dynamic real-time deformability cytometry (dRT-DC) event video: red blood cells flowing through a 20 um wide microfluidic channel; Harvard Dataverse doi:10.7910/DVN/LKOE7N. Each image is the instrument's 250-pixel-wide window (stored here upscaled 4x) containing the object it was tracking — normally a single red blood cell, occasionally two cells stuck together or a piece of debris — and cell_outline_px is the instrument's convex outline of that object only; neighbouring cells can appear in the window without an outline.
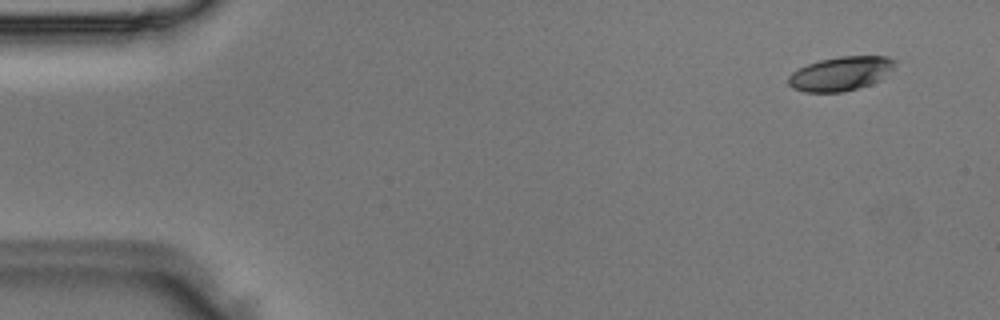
{"species": "Egyptian fruit bat (a non-hibernating species)", "species_latin": "Rousettus aegyptiacus", "temperature_condition": "room temperature", "stored_images_in_passage": 5, "camera_frame_rate_fps": 3000, "um_per_image_px": 0.085, "animal": {"sex": "male"}, "frame": {"image": 1, "passage_image": 1, "time_ms": 0.0, "image_size_px": [1000, 320], "cell_outline_px": [[896, 64], [880, 80], [872, 84], [840, 92], [804, 92], [792, 88], [788, 84], [788, 76], [792, 72], [808, 64], [820, 60], [840, 56], [888, 56], [896, 60]], "centroid_in_image_um": [71.45, 6.25], "position_along_channel_um": 13.5, "area_um2": 21.1}}
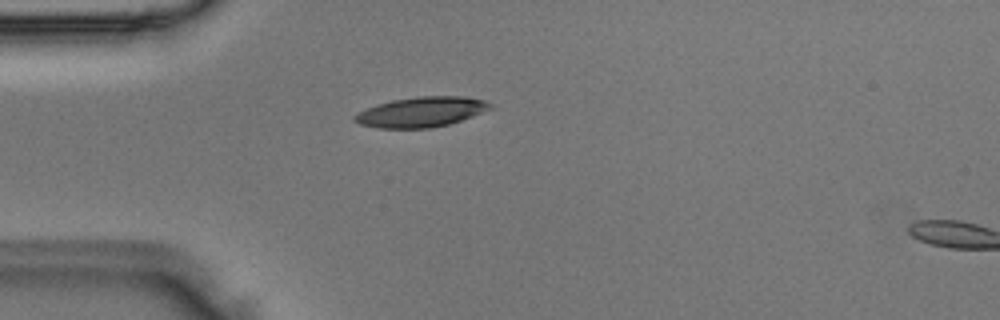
{"frame": {"image": 2, "passage_image": 4, "time_ms": 1.0, "image_size_px": [1000, 320], "cell_outline_px": [[492, 108], [472, 116], [448, 124], [428, 128], [380, 128], [360, 124], [352, 120], [352, 116], [356, 112], [392, 100], [420, 96], [464, 96], [484, 100], [492, 104]], "centroid_in_image_um": [35.78, 9.51], "position_along_channel_um": 49.2, "area_um2": 23.58}}